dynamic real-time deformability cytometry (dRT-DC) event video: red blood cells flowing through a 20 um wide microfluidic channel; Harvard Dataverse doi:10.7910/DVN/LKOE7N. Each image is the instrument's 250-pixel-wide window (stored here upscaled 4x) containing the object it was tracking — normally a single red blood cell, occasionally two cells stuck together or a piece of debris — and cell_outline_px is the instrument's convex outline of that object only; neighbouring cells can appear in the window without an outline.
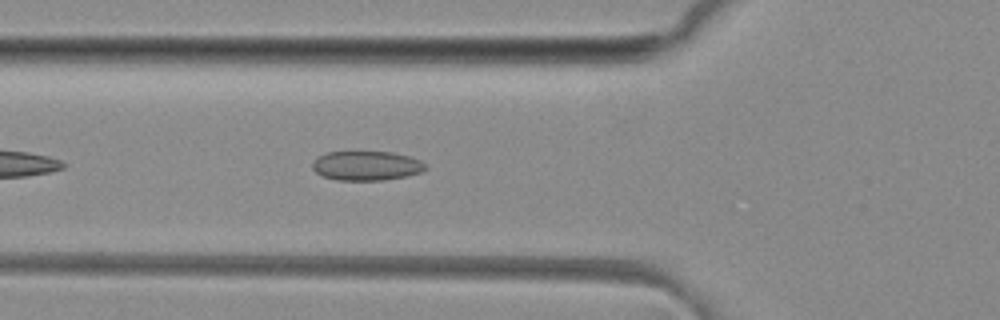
{"species": "common noctule bat (a hibernating species)", "species_latin": "Nyctalus noctula", "temperature_condition": "room temperature", "stored_images_in_passage": 32, "camera_frame_rate_fps": 3000, "um_per_image_px": 0.085, "animal": {"sex": "female", "body_mass_g": 29.2, "forearm_length_mm": 56.3}, "frame": {"image": 1, "passage_image": 5, "time_ms": 1.333, "image_size_px": [1000, 320], "cell_outline_px": [[428, 168], [420, 172], [408, 176], [384, 180], [336, 180], [324, 176], [316, 172], [312, 168], [312, 164], [316, 156], [328, 152], [392, 152], [412, 156], [420, 160]], "centroid_in_image_um": [31.16, 14.08], "position_along_channel_um": 94.6, "area_um2": 19.48}}
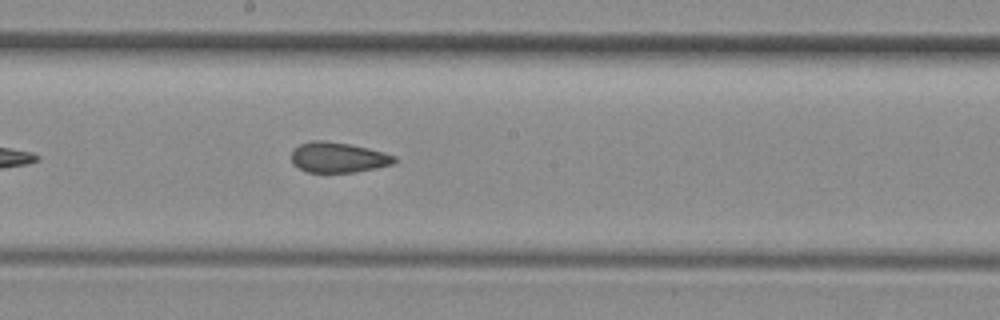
{"frame": {"image": 2, "passage_image": 14, "time_ms": 4.333, "image_size_px": [1000, 320], "cell_outline_px": [[396, 160], [392, 164], [376, 168], [356, 172], [308, 172], [292, 164], [292, 152], [300, 144], [312, 140], [324, 140], [348, 144], [368, 148], [384, 152], [396, 156]], "centroid_in_image_um": [28.75, 13.38], "position_along_channel_um": 219.5, "area_um2": 18.09}}
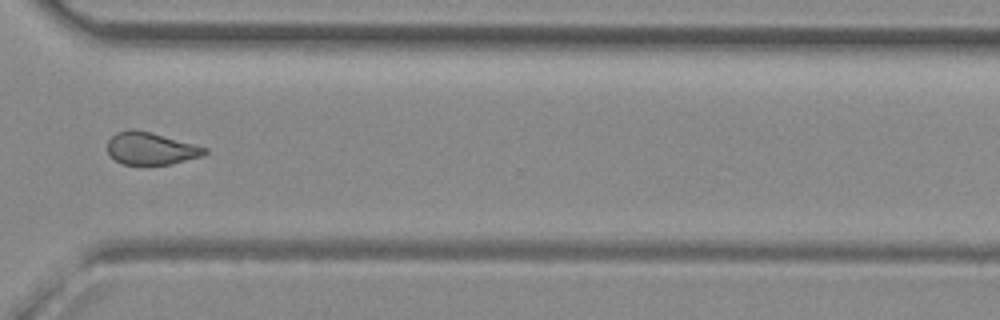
{"frame": {"image": 3, "passage_image": 24, "time_ms": 7.667, "image_size_px": [1000, 320], "cell_outline_px": [[208, 152], [204, 156], [172, 164], [120, 164], [108, 152], [108, 140], [116, 132], [132, 128], [136, 128], [196, 144], [208, 148]], "centroid_in_image_um": [12.86, 12.61], "position_along_channel_um": 357.7, "area_um2": 18.55}, "authors_computed_cell_mechanics": {"area_um2": 18.6983, "velocity_mm_per_s": 4.1439, "shape_relaxation_time_tau1_ms": null, "shape_relaxation_time_tau2_ms": 2.3356, "deformation_change_tau1": null, "deformation_change_tau2": 0.0761}}